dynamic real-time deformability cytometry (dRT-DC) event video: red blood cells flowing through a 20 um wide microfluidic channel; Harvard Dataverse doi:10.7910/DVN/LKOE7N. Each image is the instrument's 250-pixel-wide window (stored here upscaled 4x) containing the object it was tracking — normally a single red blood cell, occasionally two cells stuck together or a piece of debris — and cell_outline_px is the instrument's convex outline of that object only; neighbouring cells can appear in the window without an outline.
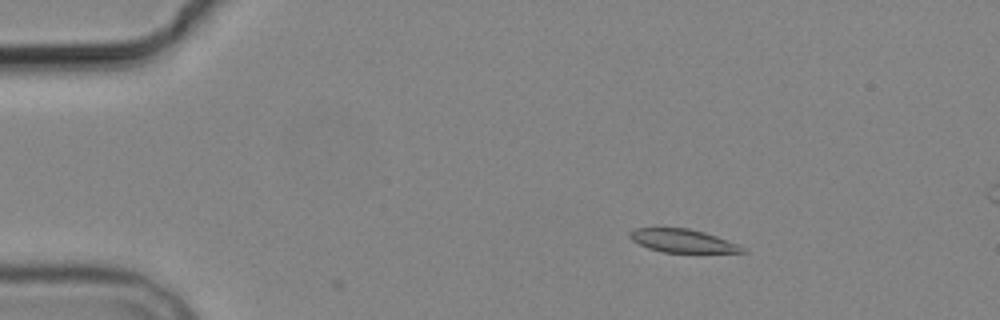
{"species": "common noctule bat (a hibernating species)", "species_latin": "Nyctalus noctula", "temperature_condition": "cold", "stored_images_in_passage": 4, "segment_of_instrument_passage": [1, 2], "camera_frame_rate_fps": 3000, "um_per_image_px": 0.085, "animal": {"sex": "male", "body_mass_g": 19.2, "forearm_length_mm": 51.8}, "frame": {"image": 1, "passage_image": 1, "time_ms": 0.0, "image_size_px": [1000, 320], "cell_outline_px": [[748, 252], [664, 252], [648, 248], [632, 240], [628, 236], [628, 232], [632, 228], [688, 228], [704, 232], [716, 236], [736, 244], [744, 248]], "centroid_in_image_um": [57.96, 20.46], "position_along_channel_um": 27.0, "area_um2": 15.03}}
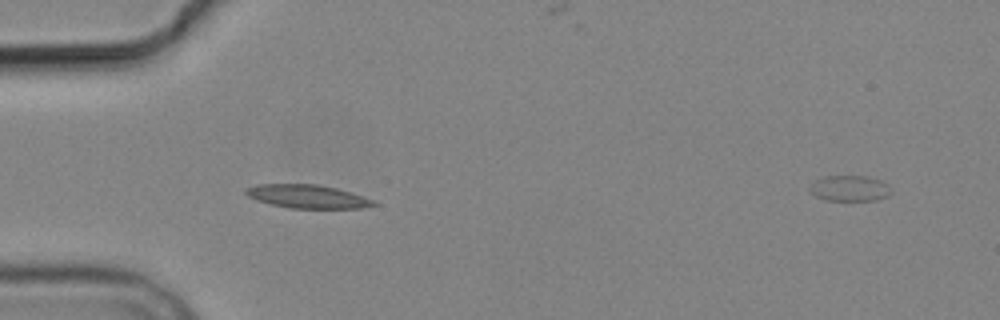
{"frame": {"image": 2, "passage_image": 3, "time_ms": 2.667, "image_size_px": [1000, 320], "cell_outline_px": [[380, 204], [360, 208], [288, 208], [256, 200], [248, 196], [244, 192], [244, 188], [256, 184], [316, 184], [336, 188], [376, 200]], "centroid_in_image_um": [26.13, 16.7], "position_along_channel_um": 58.9, "area_um2": 17.51}}